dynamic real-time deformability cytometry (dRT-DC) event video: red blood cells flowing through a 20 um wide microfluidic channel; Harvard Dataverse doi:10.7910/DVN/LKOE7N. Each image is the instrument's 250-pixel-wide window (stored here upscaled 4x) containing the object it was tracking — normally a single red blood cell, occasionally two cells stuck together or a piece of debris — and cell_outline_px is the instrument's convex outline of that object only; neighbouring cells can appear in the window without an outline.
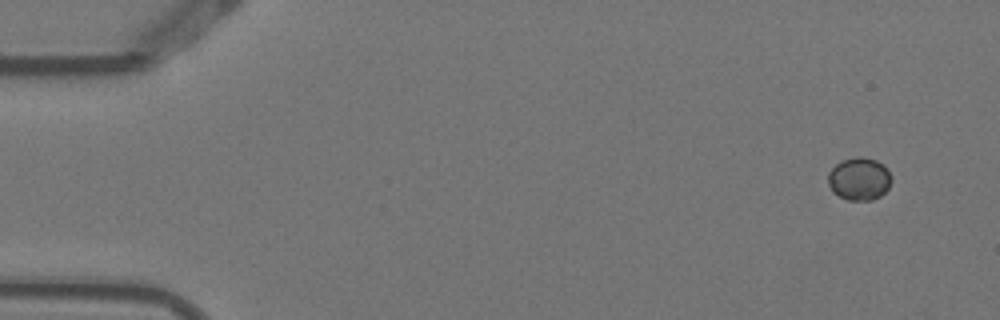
{"species": "Egyptian fruit bat (a non-hibernating species)", "species_latin": "Rousettus aegyptiacus", "temperature_condition": "warm", "stored_images_in_passage": 7, "camera_frame_rate_fps": 3000, "um_per_image_px": 0.085, "animal": {"sex": "female"}, "frame": {"image": 1, "passage_image": 1, "time_ms": 0.0, "image_size_px": [1000, 320], "cell_outline_px": [[892, 180], [888, 188], [880, 196], [872, 200], [848, 200], [832, 192], [828, 184], [828, 172], [840, 160], [856, 156], [860, 156], [876, 160], [884, 164], [892, 176]], "centroid_in_image_um": [73.04, 15.19], "position_along_channel_um": 12.0, "area_um2": 16.01}}
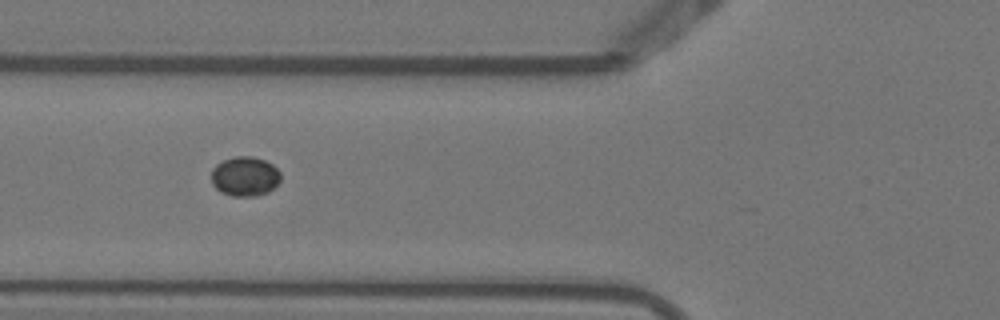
{"frame": {"image": 2, "passage_image": 6, "time_ms": 1.667, "image_size_px": [1000, 320], "cell_outline_px": [[280, 180], [268, 192], [256, 196], [232, 196], [220, 192], [212, 184], [212, 168], [216, 164], [224, 160], [236, 156], [252, 156], [264, 160], [272, 164], [280, 172]], "centroid_in_image_um": [20.8, 14.99], "position_along_channel_um": 105.0, "area_um2": 15.95}}
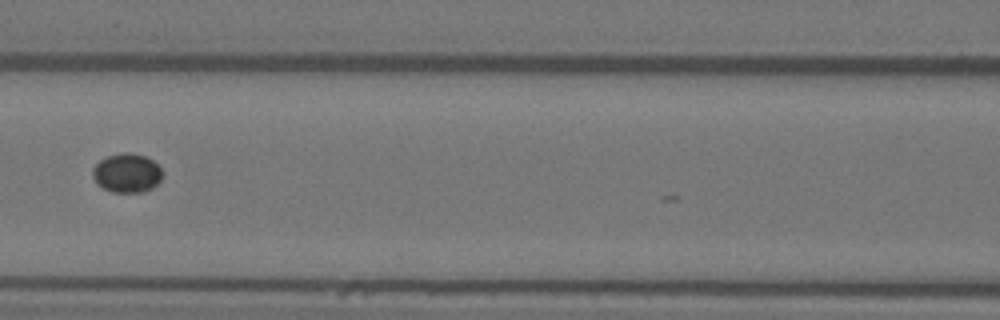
{"frame": {"image": 3, "passage_image": 7, "time_ms": 2.0, "image_size_px": [1000, 320], "cell_outline_px": [[164, 172], [160, 180], [152, 188], [144, 192], [112, 192], [96, 184], [92, 176], [92, 168], [100, 160], [108, 156], [124, 152], [132, 152], [144, 156], [152, 160]], "centroid_in_image_um": [10.78, 14.71], "position_along_channel_um": 155.8, "area_um2": 15.95}}